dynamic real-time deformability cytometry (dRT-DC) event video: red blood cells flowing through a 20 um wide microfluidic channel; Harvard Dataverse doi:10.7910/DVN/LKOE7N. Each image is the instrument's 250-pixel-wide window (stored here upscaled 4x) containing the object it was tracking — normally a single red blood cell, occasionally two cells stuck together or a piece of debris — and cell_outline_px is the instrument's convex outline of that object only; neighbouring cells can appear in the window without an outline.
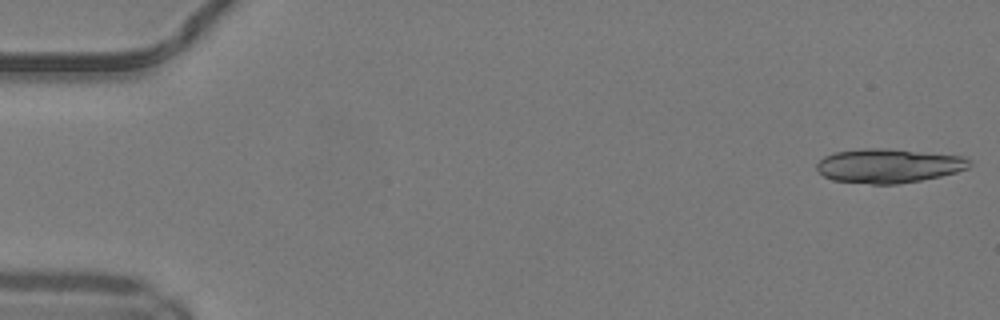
{"species": "common noctule bat (a hibernating species)", "species_latin": "Nyctalus noctula", "temperature_condition": "warm", "stored_images_in_passage": 50, "segment_of_instrument_passage": [1, 2], "camera_frame_rate_fps": 3000, "um_per_image_px": 0.085, "animal": {"sex": "male", "body_mass_g": 19.2, "forearm_length_mm": 51.8}, "frame": {"image": 1, "passage_image": 1, "time_ms": 0.0, "image_size_px": [1000, 320], "cell_outline_px": [[972, 164], [968, 168], [956, 172], [940, 176], [920, 180], [896, 184], [872, 184], [832, 180], [824, 176], [816, 168], [816, 164], [824, 156], [836, 152], [864, 148], [888, 148], [968, 156], [972, 160]], "centroid_in_image_um": [75.58, 14.07], "position_along_channel_um": 9.4, "area_um2": 30.63}}